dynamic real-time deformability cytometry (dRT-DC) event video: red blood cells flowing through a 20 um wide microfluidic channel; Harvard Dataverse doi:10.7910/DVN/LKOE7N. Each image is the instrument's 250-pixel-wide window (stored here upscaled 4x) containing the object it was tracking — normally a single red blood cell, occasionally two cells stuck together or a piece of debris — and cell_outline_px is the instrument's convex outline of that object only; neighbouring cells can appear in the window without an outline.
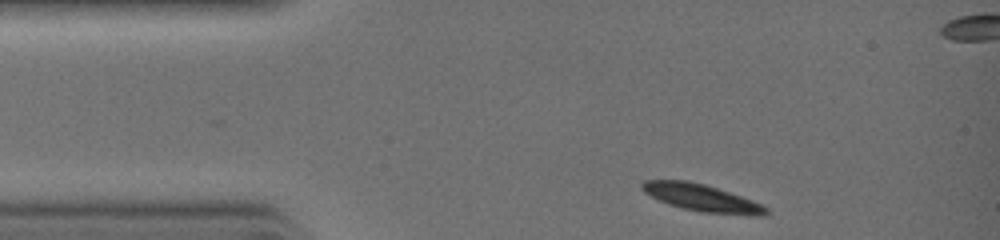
{"species": "common noctule bat (a hibernating species)", "species_latin": "Nyctalus noctula", "temperature_condition": "warm", "stored_images_in_passage": 26, "camera_frame_rate_fps": 3000, "um_per_image_px": 0.085, "animal": {"sex": "female", "body_mass_g": 19.0, "forearm_length_mm": 51.5}, "frame": {"image": 1, "passage_image": 1, "time_ms": 0.0, "image_size_px": [1000, 240], "cell_outline_px": [[768, 212], [764, 216], [748, 216], [700, 212], [668, 204], [644, 192], [640, 188], [640, 184], [644, 180], [688, 180], [704, 184], [764, 204], [768, 208]], "centroid_in_image_um": [59.68, 16.83], "position_along_channel_um": 25.3, "area_um2": 19.71}}
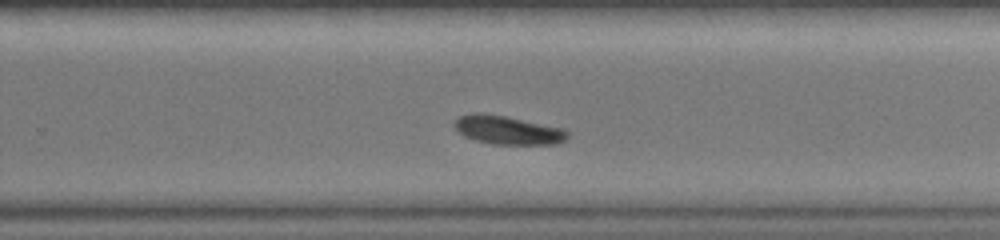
{"frame": {"image": 2, "passage_image": 17, "time_ms": 5.333, "image_size_px": [1000, 240], "cell_outline_px": [[568, 136], [564, 140], [556, 144], [492, 144], [476, 140], [464, 136], [456, 132], [452, 124], [460, 116], [472, 112], [476, 112], [504, 116], [564, 128], [568, 132]], "centroid_in_image_um": [43.11, 11.05], "position_along_channel_um": 286.7, "area_um2": 18.84}}
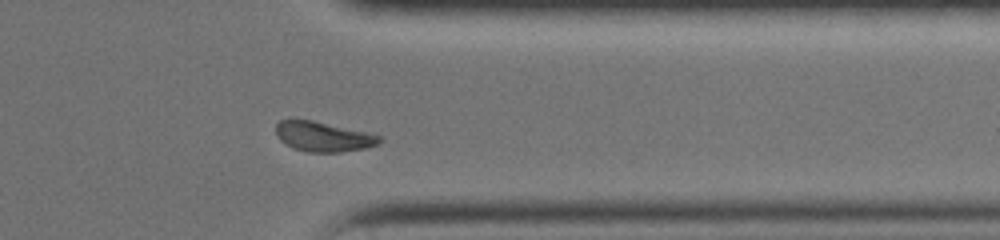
{"frame": {"image": 3, "passage_image": 22, "time_ms": 7.0, "image_size_px": [1000, 240], "cell_outline_px": [[380, 144], [368, 148], [340, 152], [308, 152], [292, 148], [280, 140], [276, 136], [276, 124], [280, 120], [312, 120], [364, 132], [380, 136]], "centroid_in_image_um": [27.45, 11.63], "position_along_channel_um": 384.0, "area_um2": 17.86}}